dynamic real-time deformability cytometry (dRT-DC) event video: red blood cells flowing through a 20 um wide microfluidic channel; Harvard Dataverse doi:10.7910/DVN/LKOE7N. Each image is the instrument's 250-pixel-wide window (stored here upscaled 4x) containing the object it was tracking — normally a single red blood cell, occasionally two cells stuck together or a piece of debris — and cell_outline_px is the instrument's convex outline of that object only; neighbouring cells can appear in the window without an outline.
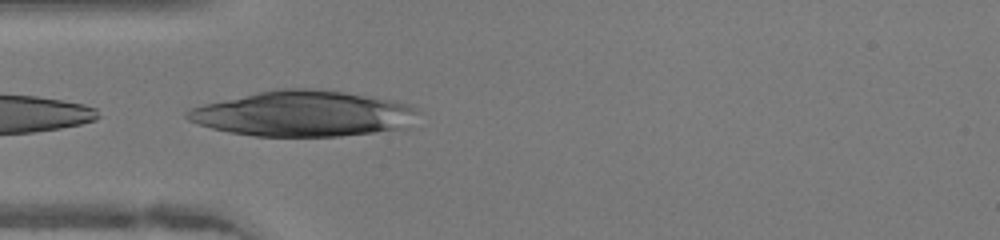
{"species": "human", "species_latin": "Homo sapiens", "temperature_condition": "warm", "stored_images_in_passage": 33, "camera_frame_rate_fps": 3000, "um_per_image_px": 0.085, "donor": {"sex": "female"}, "frame": {"image": 1, "passage_image": 13, "time_ms": 4.0, "image_size_px": [1000, 240], "cell_outline_px": [[420, 112], [408, 128], [340, 136], [256, 136], [228, 132], [212, 128], [188, 120], [184, 116], [184, 112], [188, 108], [204, 104], [276, 88], [316, 88], [344, 92], [392, 100], [408, 104], [416, 108]], "centroid_in_image_um": [25.79, 9.66], "position_along_channel_um": 59.2, "area_um2": 61.44}}
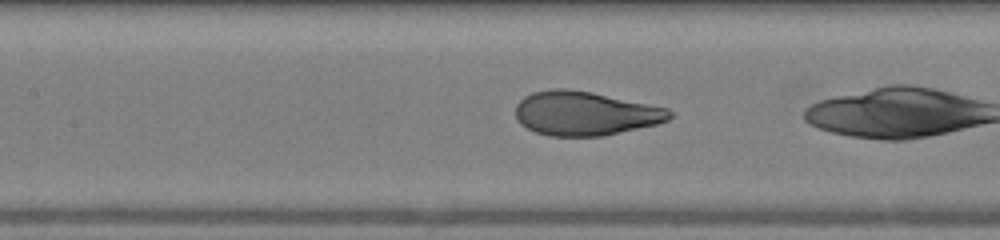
{"frame": {"image": 2, "passage_image": 18, "time_ms": 5.667, "image_size_px": [1000, 240], "cell_outline_px": [[672, 116], [668, 120], [656, 124], [604, 136], [548, 136], [536, 132], [520, 124], [516, 120], [516, 104], [524, 96], [532, 92], [552, 88], [568, 88], [592, 92], [668, 108], [672, 112]], "centroid_in_image_um": [49.7, 9.63], "position_along_channel_um": 157.7, "area_um2": 39.71}}